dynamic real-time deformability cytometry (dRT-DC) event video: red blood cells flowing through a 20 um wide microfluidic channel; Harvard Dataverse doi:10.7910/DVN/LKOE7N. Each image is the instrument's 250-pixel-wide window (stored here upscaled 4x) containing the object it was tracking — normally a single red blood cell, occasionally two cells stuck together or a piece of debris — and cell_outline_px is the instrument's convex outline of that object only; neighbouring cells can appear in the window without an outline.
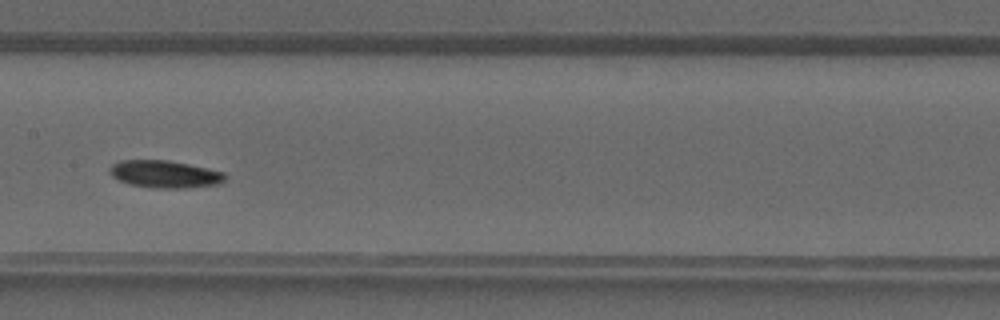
{"species": "common noctule bat (a hibernating species)", "species_latin": "Nyctalus noctula", "temperature_condition": "warm", "stored_images_in_passage": 28, "camera_frame_rate_fps": 3000, "um_per_image_px": 0.085, "animal": {"sex": "male", "forearm_length_mm": 52.5}, "frame": {"image": 1, "passage_image": 19, "time_ms": 6.0, "image_size_px": [1000, 320], "cell_outline_px": [[228, 176], [220, 184], [188, 188], [156, 188], [128, 184], [112, 176], [108, 172], [108, 168], [112, 164], [120, 160], [168, 160], [208, 168], [224, 172]], "centroid_in_image_um": [14.02, 14.8], "position_along_channel_um": 193.4, "area_um2": 18.61}}
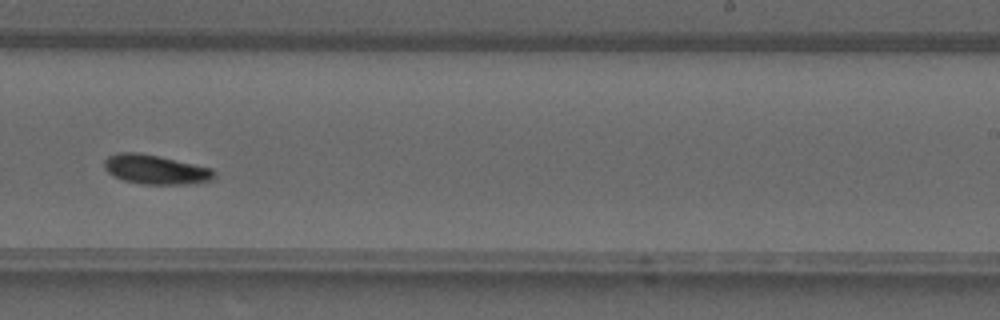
{"frame": {"image": 2, "passage_image": 24, "time_ms": 7.667, "image_size_px": [1000, 320], "cell_outline_px": [[216, 176], [212, 180], [196, 184], [140, 184], [124, 180], [112, 176], [104, 168], [104, 160], [108, 156], [116, 152], [136, 152], [160, 156], [212, 168], [216, 172]], "centroid_in_image_um": [13.24, 14.41], "position_along_channel_um": 275.8, "area_um2": 19.13}}
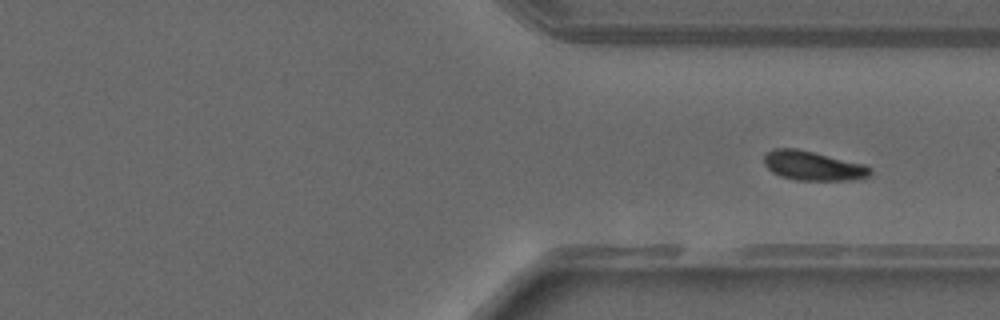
{"frame": {"image": 3, "passage_image": 28, "time_ms": 9.0, "image_size_px": [1000, 320], "cell_outline_px": [[872, 176], [856, 180], [796, 180], [780, 176], [772, 172], [764, 164], [764, 156], [772, 148], [796, 148], [864, 164], [872, 168]], "centroid_in_image_um": [69.13, 14.1], "position_along_channel_um": 342.3, "area_um2": 18.26}}